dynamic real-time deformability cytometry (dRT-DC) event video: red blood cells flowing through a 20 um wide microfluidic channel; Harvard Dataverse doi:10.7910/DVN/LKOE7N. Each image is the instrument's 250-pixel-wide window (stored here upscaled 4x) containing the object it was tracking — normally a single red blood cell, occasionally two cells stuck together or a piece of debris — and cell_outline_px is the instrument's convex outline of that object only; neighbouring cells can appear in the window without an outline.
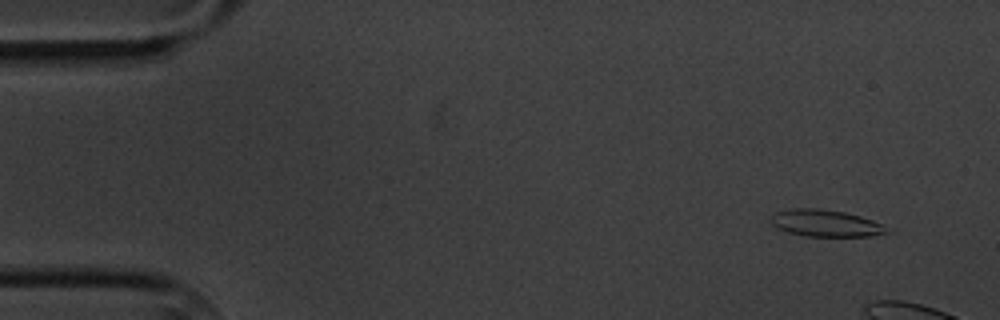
{"species": "common noctule bat (a hibernating species)", "species_latin": "Nyctalus noctula", "temperature_condition": "cold", "stored_images_in_passage": 4, "camera_frame_rate_fps": 3000, "um_per_image_px": 0.085, "animal": {"sex": "male", "body_mass_g": 20.1, "forearm_length_mm": 53.5}, "frame": {"image": 1, "passage_image": 2, "time_ms": 1.0, "image_size_px": [1000, 320], "cell_outline_px": [[896, 232], [872, 236], [804, 236], [788, 232], [776, 228], [772, 224], [772, 216], [776, 212], [792, 208], [816, 208], [844, 212], [860, 216], [896, 228]], "centroid_in_image_um": [70.32, 18.99], "position_along_channel_um": 14.7, "area_um2": 18.55}}